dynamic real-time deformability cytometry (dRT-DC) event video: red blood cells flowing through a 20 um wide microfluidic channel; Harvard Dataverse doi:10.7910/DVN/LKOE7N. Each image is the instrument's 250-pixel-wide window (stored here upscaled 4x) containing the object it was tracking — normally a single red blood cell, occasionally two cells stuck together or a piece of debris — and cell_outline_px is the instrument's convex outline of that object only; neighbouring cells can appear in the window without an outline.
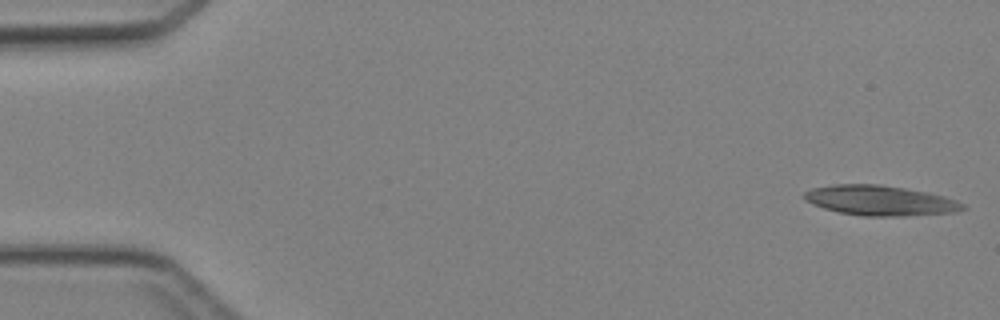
{"species": "Egyptian fruit bat (a non-hibernating species)", "species_latin": "Rousettus aegyptiacus", "temperature_condition": "cold", "stored_images_in_passage": 6, "camera_frame_rate_fps": 3000, "um_per_image_px": 0.085, "animal": {"sex": "female"}, "frame": {"image": 1, "passage_image": 1, "time_ms": 0.0, "image_size_px": [1000, 320], "cell_outline_px": [[968, 208], [956, 212], [904, 216], [864, 216], [840, 212], [824, 208], [812, 204], [804, 200], [800, 196], [804, 192], [812, 188], [832, 184], [880, 184], [928, 192], [944, 196], [956, 200], [964, 204]], "centroid_in_image_um": [74.8, 17.04], "position_along_channel_um": 10.2, "area_um2": 27.98}}